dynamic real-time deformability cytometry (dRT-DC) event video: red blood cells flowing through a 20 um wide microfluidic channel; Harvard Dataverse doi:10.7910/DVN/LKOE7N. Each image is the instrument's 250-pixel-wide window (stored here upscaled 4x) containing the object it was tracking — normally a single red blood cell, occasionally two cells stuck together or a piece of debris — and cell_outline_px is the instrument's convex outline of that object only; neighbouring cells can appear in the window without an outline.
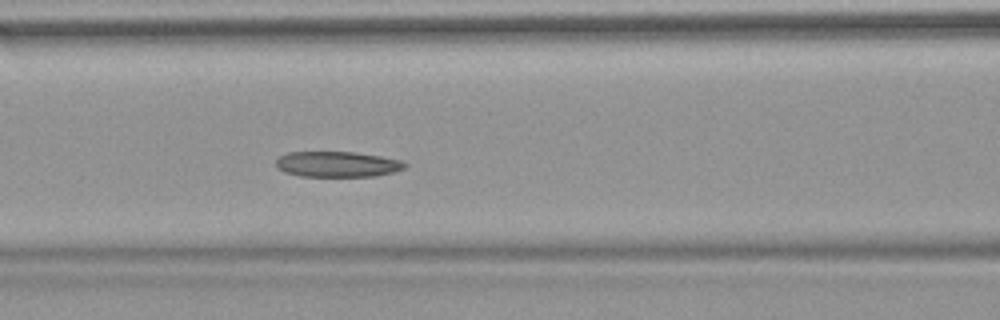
{"species": "common noctule bat (a hibernating species)", "species_latin": "Nyctalus noctula", "temperature_condition": "warm", "stored_images_in_passage": 15, "camera_frame_rate_fps": 3000, "um_per_image_px": 0.085, "animal": {"sex": "female", "body_mass_g": 18.4}, "frame": {"image": 1, "passage_image": 11, "time_ms": 3.333, "image_size_px": [1000, 320], "cell_outline_px": [[408, 164], [404, 168], [392, 172], [376, 176], [300, 176], [284, 172], [276, 168], [276, 160], [280, 156], [288, 152], [352, 152], [380, 156], [400, 160]], "centroid_in_image_um": [28.64, 13.96], "position_along_channel_um": 138.0, "area_um2": 19.13}}